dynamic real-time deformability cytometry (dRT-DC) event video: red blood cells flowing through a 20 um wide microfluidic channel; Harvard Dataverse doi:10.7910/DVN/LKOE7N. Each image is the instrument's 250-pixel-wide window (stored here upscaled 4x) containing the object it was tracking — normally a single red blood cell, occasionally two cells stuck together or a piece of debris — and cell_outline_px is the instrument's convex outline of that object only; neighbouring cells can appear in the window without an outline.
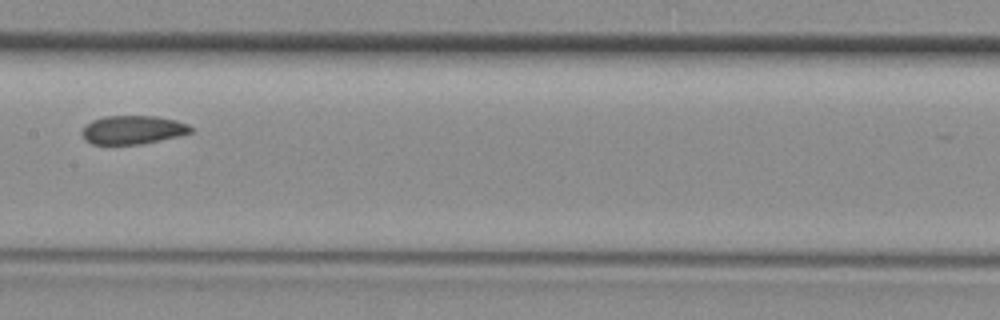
{"species": "common noctule bat (a hibernating species)", "species_latin": "Nyctalus noctula", "temperature_condition": "room temperature", "stored_images_in_passage": 4, "camera_frame_rate_fps": 3000, "um_per_image_px": 0.085, "animal": {"sex": "female", "body_mass_g": 29.2, "forearm_length_mm": 56.3}, "frame": {"image": 1, "passage_image": 4, "time_ms": 1.0, "image_size_px": [1000, 320], "cell_outline_px": [[192, 132], [180, 136], [140, 144], [92, 144], [84, 140], [80, 132], [84, 124], [92, 120], [104, 116], [156, 116], [176, 120], [188, 124], [192, 128]], "centroid_in_image_um": [11.25, 11.03], "position_along_channel_um": 196.2, "area_um2": 18.32}}